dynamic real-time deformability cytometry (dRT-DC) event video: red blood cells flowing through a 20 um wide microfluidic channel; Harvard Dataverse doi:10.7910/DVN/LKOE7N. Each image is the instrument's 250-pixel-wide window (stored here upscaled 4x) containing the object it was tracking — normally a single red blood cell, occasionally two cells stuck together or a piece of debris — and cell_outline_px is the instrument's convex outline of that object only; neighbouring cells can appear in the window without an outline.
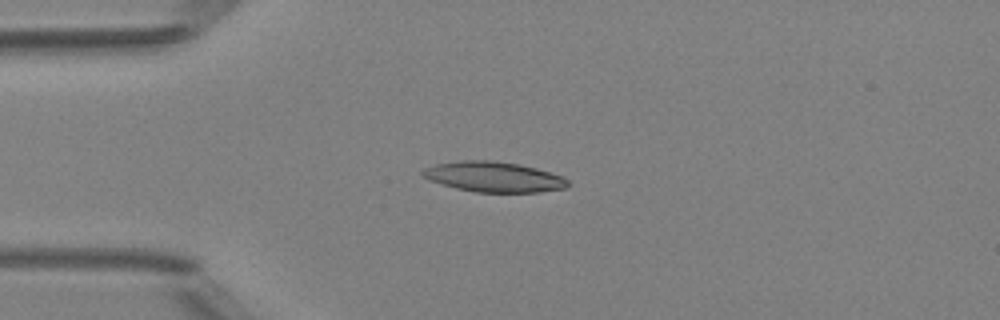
{"species": "Egyptian fruit bat (a non-hibernating species)", "species_latin": "Rousettus aegyptiacus", "temperature_condition": "room temperature", "stored_images_in_passage": 40, "camera_frame_rate_fps": 3000, "um_per_image_px": 0.085, "animal": {"sex": "female"}, "frame": {"image": 1, "passage_image": 6, "time_ms": 1.667, "image_size_px": [1000, 320], "cell_outline_px": [[568, 184], [564, 188], [540, 192], [476, 192], [456, 188], [428, 180], [420, 176], [420, 172], [424, 168], [436, 164], [460, 160], [492, 160], [516, 164], [536, 168], [564, 176], [568, 180]], "centroid_in_image_um": [41.93, 15.03], "position_along_channel_um": 43.1, "area_um2": 25.66}}
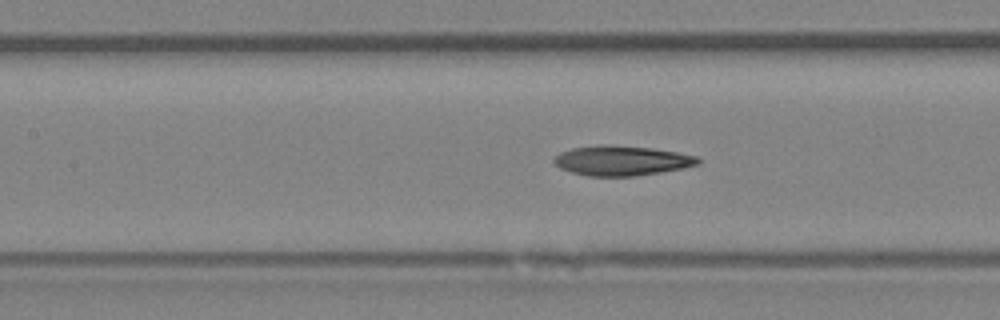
{"frame": {"image": 2, "passage_image": 16, "time_ms": 5.0, "image_size_px": [1000, 320], "cell_outline_px": [[700, 164], [684, 168], [636, 176], [588, 176], [572, 172], [560, 168], [552, 160], [560, 152], [572, 148], [648, 148], [676, 152], [696, 156], [700, 160]], "centroid_in_image_um": [52.89, 13.71], "position_along_channel_um": 154.5, "area_um2": 23.76}}
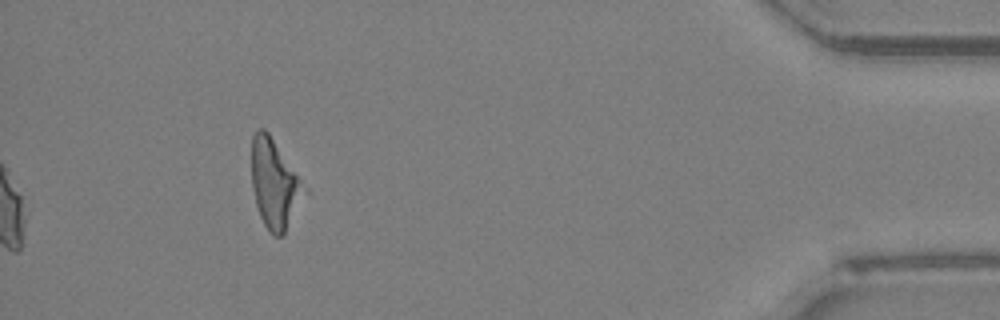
{"frame": {"image": 3, "passage_image": 40, "time_ms": 13.0, "image_size_px": [1000, 320], "cell_outline_px": [[300, 188], [284, 232], [280, 236], [276, 236], [264, 224], [260, 216], [256, 204], [252, 188], [252, 136], [256, 128], [264, 128], [268, 132], [300, 180]], "centroid_in_image_um": [23.17, 15.51], "position_along_channel_um": 412.0, "area_um2": 24.85}, "authors_computed_cell_mechanics": {"area_um2": 25.1719, "velocity_mm_per_s": 4.0056, "shape_relaxation_time_tau1_ms": 4.2389, "shape_relaxation_time_tau2_ms": null, "deformation_change_tau1": 0.1431, "deformation_change_tau2": null}}